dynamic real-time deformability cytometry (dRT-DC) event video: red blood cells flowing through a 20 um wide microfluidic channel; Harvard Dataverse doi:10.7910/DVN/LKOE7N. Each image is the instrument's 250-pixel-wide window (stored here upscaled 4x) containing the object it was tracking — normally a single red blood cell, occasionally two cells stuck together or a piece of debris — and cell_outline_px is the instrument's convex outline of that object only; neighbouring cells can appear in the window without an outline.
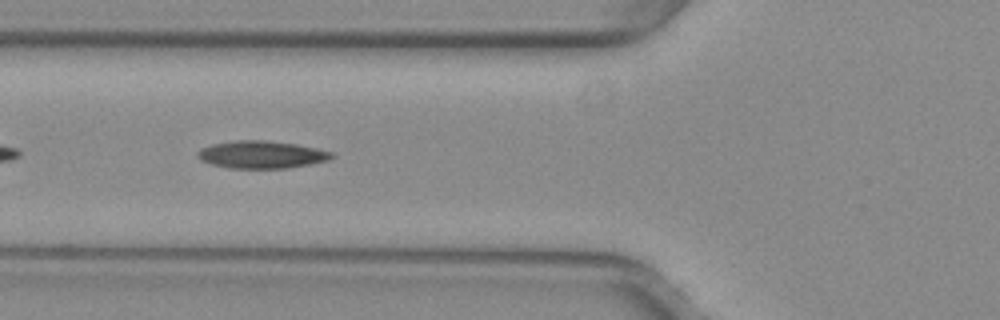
{"species": "common noctule bat (a hibernating species)", "species_latin": "Nyctalus noctula", "temperature_condition": "warm", "stored_images_in_passage": 37, "camera_frame_rate_fps": 3000, "um_per_image_px": 0.085, "animal": {"sex": "female", "body_mass_g": 29.2, "forearm_length_mm": 56.3}, "frame": {"image": 1, "passage_image": 5, "time_ms": 1.333, "image_size_px": [1000, 320], "cell_outline_px": [[336, 156], [328, 160], [288, 168], [228, 168], [212, 164], [200, 160], [196, 156], [196, 152], [200, 148], [212, 144], [236, 140], [264, 140], [296, 144], [316, 148], [332, 152]], "centroid_in_image_um": [22.2, 13.14], "position_along_channel_um": 103.6, "area_um2": 21.5}}
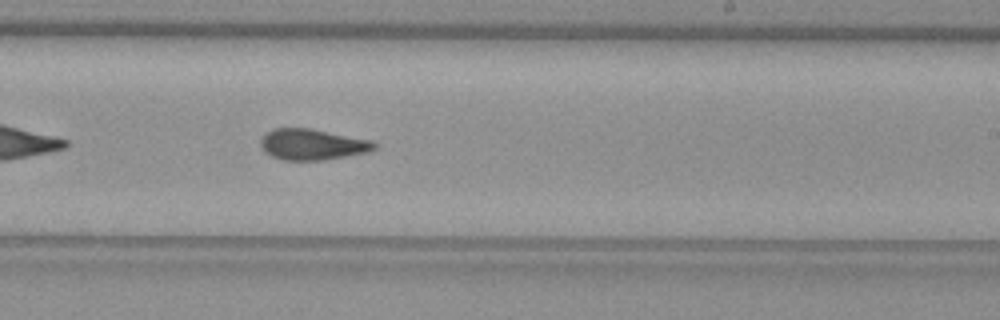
{"frame": {"image": 2, "passage_image": 17, "time_ms": 5.333, "image_size_px": [1000, 320], "cell_outline_px": [[376, 148], [368, 152], [324, 160], [284, 160], [272, 156], [264, 152], [260, 144], [260, 140], [272, 128], [308, 128], [372, 140], [376, 144]], "centroid_in_image_um": [26.54, 12.28], "position_along_channel_um": 262.5, "area_um2": 20.4}}
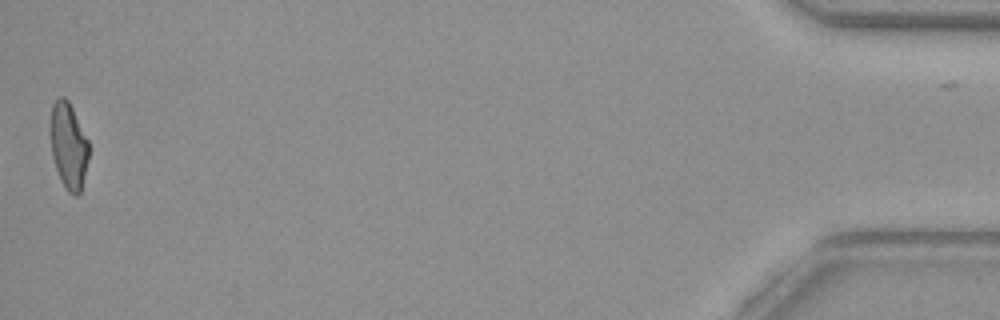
{"frame": {"image": 3, "passage_image": 37, "time_ms": 12.0, "image_size_px": [1000, 320], "cell_outline_px": [[88, 160], [80, 192], [76, 196], [72, 196], [68, 192], [60, 180], [52, 156], [52, 104], [60, 96], [64, 96], [68, 100], [88, 140]], "centroid_in_image_um": [5.84, 12.43], "position_along_channel_um": 429.4, "area_um2": 18.79}, "authors_computed_cell_mechanics": {"area_um2": 20.4612, "velocity_mm_per_s": 3.9676, "shape_relaxation_time_tau1_ms": null, "shape_relaxation_time_tau2_ms": 2.0963, "deformation_change_tau1": null, "deformation_change_tau2": 0.0971}}